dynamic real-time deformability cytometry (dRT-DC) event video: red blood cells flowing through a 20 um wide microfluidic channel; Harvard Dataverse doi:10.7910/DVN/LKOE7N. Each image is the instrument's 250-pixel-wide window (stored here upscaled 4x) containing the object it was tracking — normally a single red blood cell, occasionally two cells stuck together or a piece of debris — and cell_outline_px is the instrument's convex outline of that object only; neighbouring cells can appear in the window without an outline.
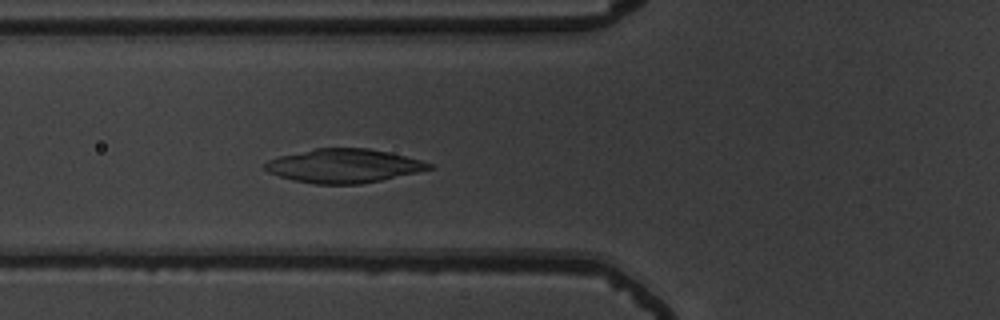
{"species": "common noctule bat (a hibernating species)", "species_latin": "Nyctalus noctula", "temperature_condition": "warm", "stored_images_in_passage": 51, "camera_frame_rate_fps": 3000, "um_per_image_px": 0.085, "animal": {"sex": "male", "body_mass_g": 19.5, "forearm_length_mm": 54.6}, "frame": {"image": 1, "passage_image": 18, "time_ms": 5.667, "image_size_px": [1000, 320], "cell_outline_px": [[432, 168], [416, 172], [380, 180], [360, 184], [316, 184], [292, 180], [268, 172], [264, 168], [264, 164], [268, 160], [280, 156], [312, 148], [368, 148], [388, 152], [420, 160], [432, 164]], "centroid_in_image_um": [29.16, 14.09], "position_along_channel_um": 96.6, "area_um2": 32.02}}
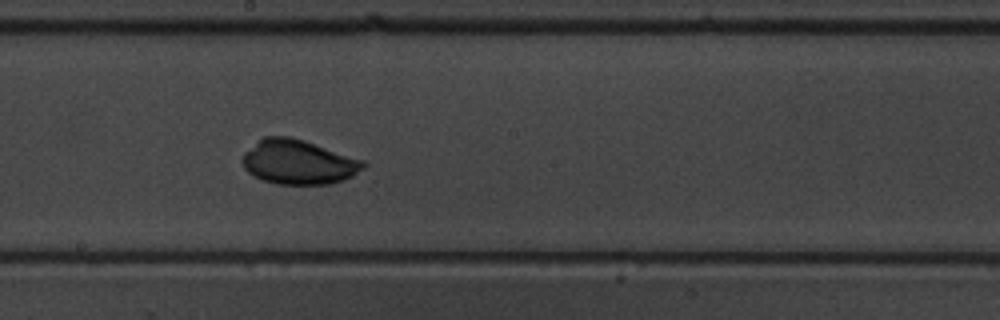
{"frame": {"image": 2, "passage_image": 28, "time_ms": 9.0, "image_size_px": [1000, 320], "cell_outline_px": [[368, 164], [364, 168], [352, 176], [344, 180], [328, 184], [280, 184], [264, 180], [252, 176], [244, 168], [240, 160], [244, 152], [264, 136], [288, 136], [304, 140], [364, 160]], "centroid_in_image_um": [25.36, 13.77], "position_along_channel_um": 222.8, "area_um2": 31.44}}
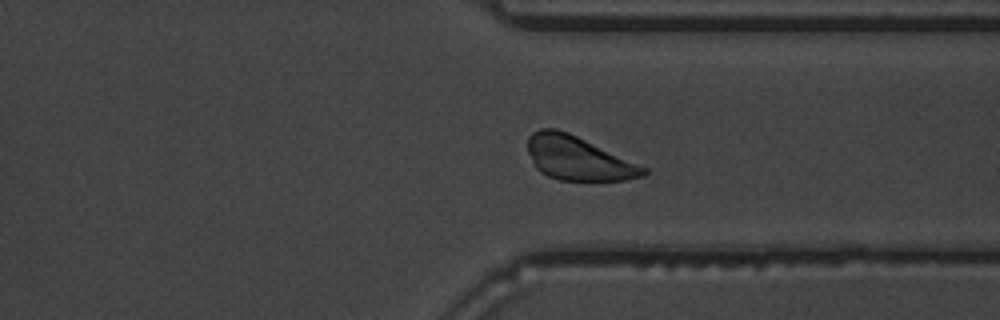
{"frame": {"image": 3, "passage_image": 39, "time_ms": 12.667, "image_size_px": [1000, 320], "cell_outline_px": [[648, 172], [644, 176], [624, 180], [560, 180], [548, 176], [540, 172], [536, 168], [528, 152], [528, 136], [532, 132], [540, 128], [556, 128], [568, 132], [648, 168]], "centroid_in_image_um": [49.13, 13.45], "position_along_channel_um": 362.3, "area_um2": 29.48}}